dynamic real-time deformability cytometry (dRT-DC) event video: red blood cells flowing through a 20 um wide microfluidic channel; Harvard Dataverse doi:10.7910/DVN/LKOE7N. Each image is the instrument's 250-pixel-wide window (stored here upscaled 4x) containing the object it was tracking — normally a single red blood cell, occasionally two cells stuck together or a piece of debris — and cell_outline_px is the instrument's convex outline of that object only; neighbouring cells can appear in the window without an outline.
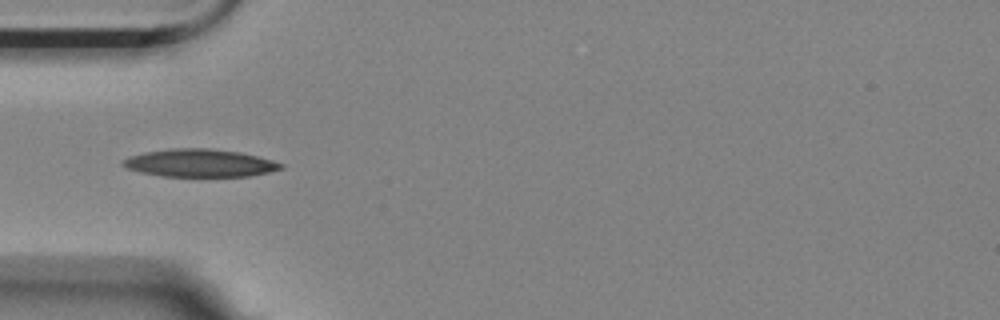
{"species": "Egyptian fruit bat (a non-hibernating species)", "species_latin": "Rousettus aegyptiacus", "temperature_condition": "room temperature", "stored_images_in_passage": 6, "camera_frame_rate_fps": 3000, "um_per_image_px": 0.085, "animal": {"sex": "female"}, "frame": {"image": 1, "passage_image": 5, "time_ms": 1.333, "image_size_px": [1000, 320], "cell_outline_px": [[284, 168], [268, 172], [248, 176], [164, 176], [140, 172], [128, 168], [120, 164], [120, 160], [128, 156], [144, 152], [172, 148], [212, 148], [240, 152], [260, 156], [284, 164]], "centroid_in_image_um": [16.97, 13.84], "position_along_channel_um": 68.0, "area_um2": 25.72}}
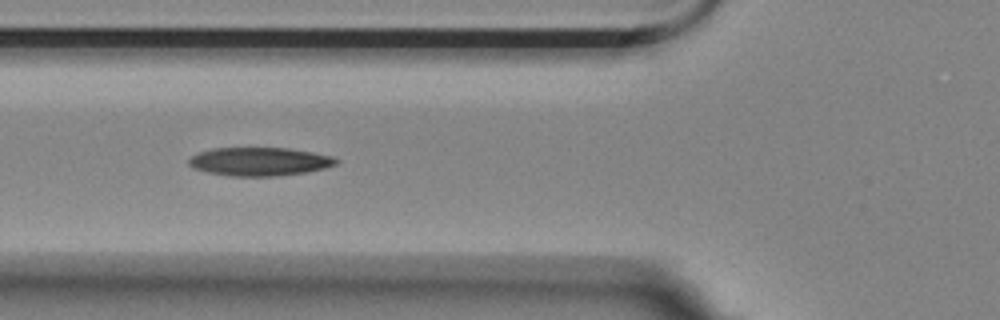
{"frame": {"image": 2, "passage_image": 6, "time_ms": 1.667, "image_size_px": [1000, 320], "cell_outline_px": [[340, 160], [336, 164], [324, 168], [308, 172], [276, 176], [232, 176], [208, 172], [192, 168], [188, 164], [188, 160], [192, 156], [200, 152], [212, 148], [288, 148], [312, 152], [332, 156]], "centroid_in_image_um": [22.06, 13.73], "position_along_channel_um": 103.7, "area_um2": 24.39}}